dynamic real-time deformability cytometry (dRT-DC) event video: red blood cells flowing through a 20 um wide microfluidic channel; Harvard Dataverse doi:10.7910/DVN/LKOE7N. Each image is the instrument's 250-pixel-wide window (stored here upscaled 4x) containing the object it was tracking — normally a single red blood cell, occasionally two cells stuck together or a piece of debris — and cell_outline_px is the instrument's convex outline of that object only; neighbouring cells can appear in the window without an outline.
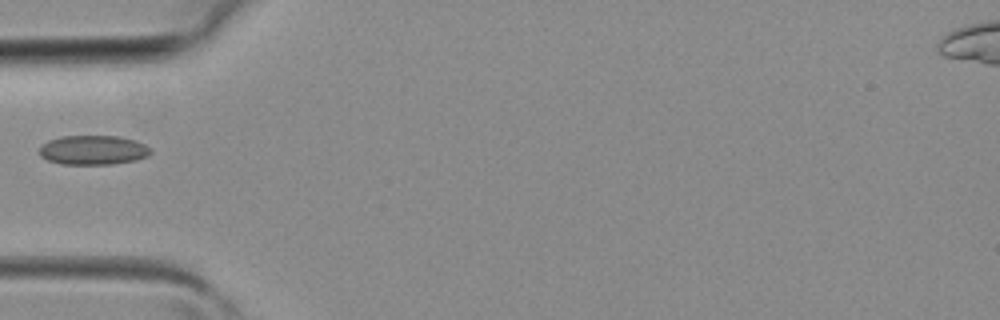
{"species": "common noctule bat (a hibernating species)", "species_latin": "Nyctalus noctula", "temperature_condition": "room temperature", "stored_images_in_passage": 4, "camera_frame_rate_fps": 3000, "um_per_image_px": 0.085, "animal": {"sex": "female", "body_mass_g": 19.3, "forearm_length_mm": 54.1}, "frame": {"image": 1, "passage_image": 4, "time_ms": 1.0, "image_size_px": [1000, 320], "cell_outline_px": [[152, 152], [148, 156], [136, 160], [112, 164], [60, 164], [48, 160], [40, 156], [40, 148], [48, 140], [60, 136], [120, 136], [136, 140], [144, 144]], "centroid_in_image_um": [7.92, 12.75], "position_along_channel_um": 77.1, "area_um2": 19.07}}